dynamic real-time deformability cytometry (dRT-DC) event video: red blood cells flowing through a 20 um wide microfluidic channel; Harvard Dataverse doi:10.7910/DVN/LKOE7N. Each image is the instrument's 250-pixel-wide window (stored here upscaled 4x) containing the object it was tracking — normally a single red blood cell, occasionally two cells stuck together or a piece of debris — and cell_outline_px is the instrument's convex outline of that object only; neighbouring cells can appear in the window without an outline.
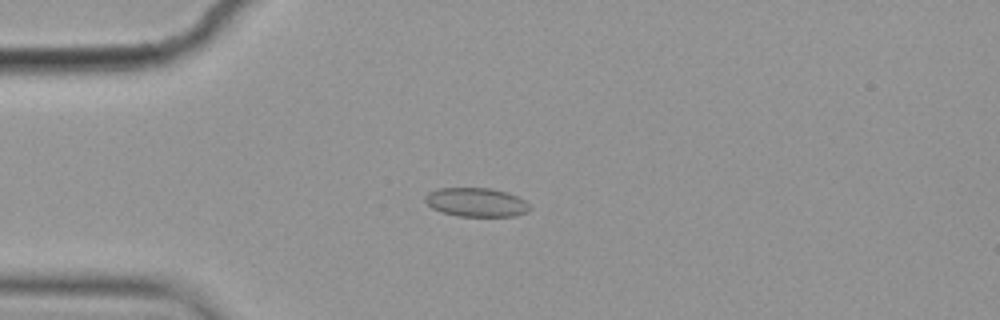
{"species": "common noctule bat (a hibernating species)", "species_latin": "Nyctalus noctula", "temperature_condition": "cold", "stored_images_in_passage": 44, "camera_frame_rate_fps": 3000, "um_per_image_px": 0.085, "animal": {"sex": "female", "body_mass_g": 19.9}, "frame": {"image": 1, "passage_image": 2, "time_ms": 0.333, "image_size_px": [1000, 320], "cell_outline_px": [[532, 208], [528, 212], [516, 216], [456, 216], [440, 212], [432, 208], [424, 200], [424, 196], [428, 192], [440, 188], [492, 188], [508, 192], [524, 200]], "centroid_in_image_um": [40.48, 17.19], "position_along_channel_um": 44.5, "area_um2": 17.8}}
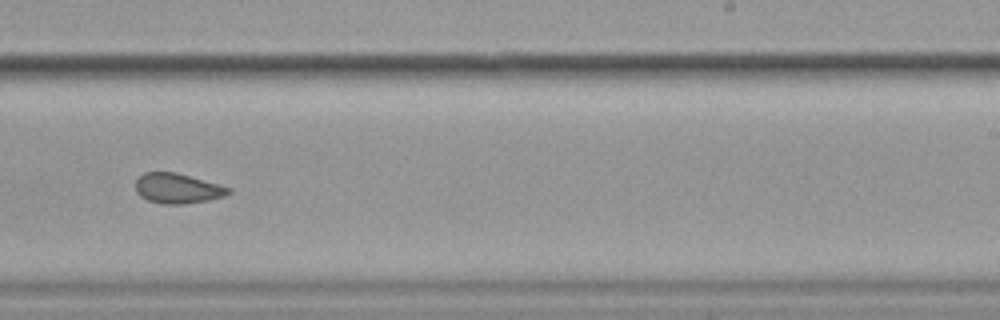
{"frame": {"image": 2, "passage_image": 23, "time_ms": 7.333, "image_size_px": [1000, 320], "cell_outline_px": [[232, 192], [224, 196], [208, 200], [184, 204], [160, 204], [148, 200], [140, 196], [136, 192], [136, 180], [144, 172], [176, 172], [232, 188]], "centroid_in_image_um": [15.09, 16.02], "position_along_channel_um": 273.9, "area_um2": 16.3}}
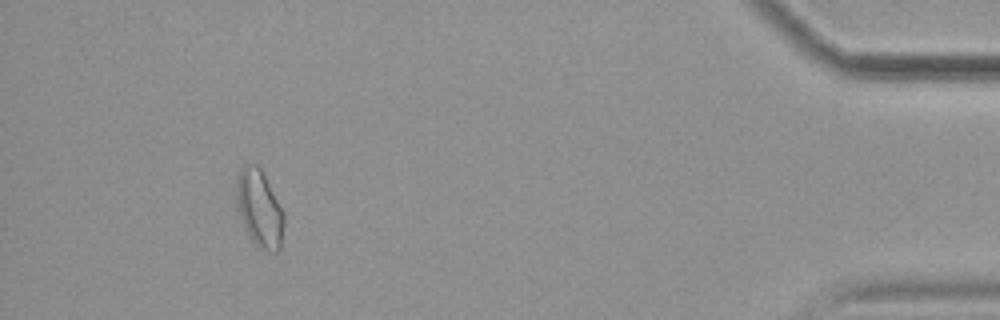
{"frame": {"image": 3, "passage_image": 40, "time_ms": 13.0, "image_size_px": [1000, 320], "cell_outline_px": [[284, 224], [280, 248], [276, 252], [268, 252], [260, 248], [248, 236], [240, 216], [236, 196], [236, 176], [240, 168], [244, 164], [256, 164], [260, 168], [284, 212]], "centroid_in_image_um": [22.04, 17.72], "position_along_channel_um": 413.2, "area_um2": 21.33}, "authors_computed_cell_mechanics": {"area_um2": 16.9643, "velocity_mm_per_s": 3.5449, "shape_relaxation_time_tau1_ms": null, "shape_relaxation_time_tau2_ms": 2.6945, "deformation_change_tau1": null, "deformation_change_tau2": 0.0857}}